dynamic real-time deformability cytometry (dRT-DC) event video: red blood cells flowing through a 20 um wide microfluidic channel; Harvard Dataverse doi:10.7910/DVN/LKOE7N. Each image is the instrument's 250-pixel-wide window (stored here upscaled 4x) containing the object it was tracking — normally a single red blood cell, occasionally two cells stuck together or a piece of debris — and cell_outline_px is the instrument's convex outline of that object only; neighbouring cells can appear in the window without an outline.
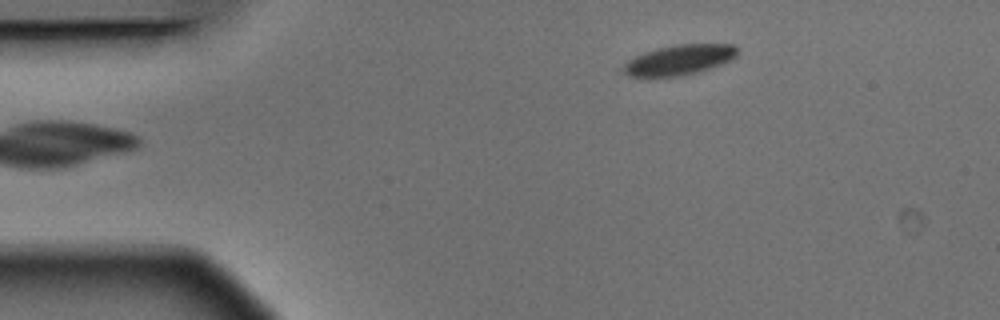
{"species": "Egyptian fruit bat (a non-hibernating species)", "species_latin": "Rousettus aegyptiacus", "temperature_condition": "warm", "stored_images_in_passage": 6, "camera_frame_rate_fps": 3000, "um_per_image_px": 0.085, "animal": {"sex": "male"}, "frame": {"image": 1, "passage_image": 6, "time_ms": 1.667, "image_size_px": [1000, 320], "cell_outline_px": [[736, 56], [720, 64], [700, 72], [680, 76], [640, 80], [628, 76], [624, 72], [624, 64], [628, 60], [644, 52], [660, 48], [680, 44], [732, 44], [736, 48]], "centroid_in_image_um": [57.64, 5.15], "position_along_channel_um": 27.4, "area_um2": 20.35}}